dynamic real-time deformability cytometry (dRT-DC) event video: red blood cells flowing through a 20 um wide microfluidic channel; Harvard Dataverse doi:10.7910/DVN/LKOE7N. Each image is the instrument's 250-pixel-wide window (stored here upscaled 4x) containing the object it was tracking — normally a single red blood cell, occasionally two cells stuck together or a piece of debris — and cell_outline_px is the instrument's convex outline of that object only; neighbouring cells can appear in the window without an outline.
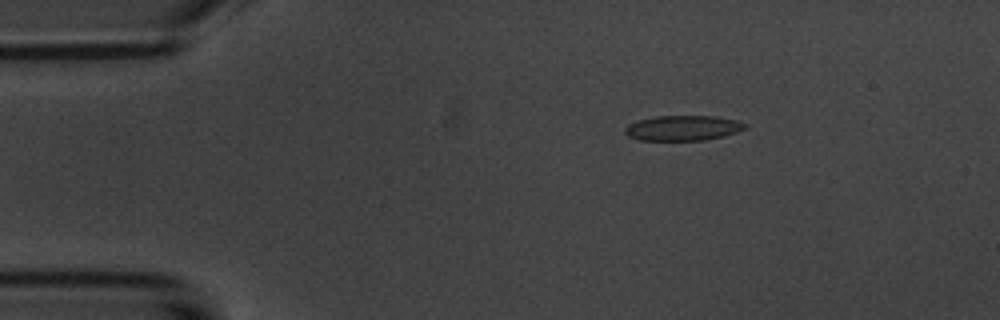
{"species": "common noctule bat (a hibernating species)", "species_latin": "Nyctalus noctula", "temperature_condition": "room temperature", "stored_images_in_passage": 4, "camera_frame_rate_fps": 3000, "um_per_image_px": 0.085, "animal": {"sex": "male", "body_mass_g": 20.1, "forearm_length_mm": 53.5}, "frame": {"image": 1, "passage_image": 2, "time_ms": 1.0, "image_size_px": [1000, 320], "cell_outline_px": [[748, 124], [744, 128], [736, 132], [724, 136], [704, 140], [640, 140], [628, 136], [624, 132], [624, 128], [628, 124], [652, 116], [716, 116], [736, 120]], "centroid_in_image_um": [58.03, 10.88], "position_along_channel_um": 27.0, "area_um2": 17.57}}
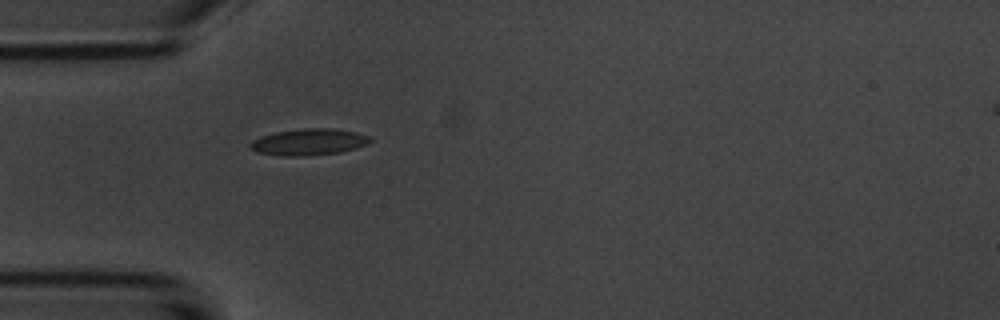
{"frame": {"image": 2, "passage_image": 4, "time_ms": 3.333, "image_size_px": [1000, 320], "cell_outline_px": [[372, 140], [368, 144], [356, 148], [340, 152], [304, 156], [284, 156], [256, 152], [248, 148], [248, 144], [252, 140], [260, 136], [276, 132], [304, 128], [332, 128], [356, 132], [368, 136]], "centroid_in_image_um": [26.21, 12.07], "position_along_channel_um": 58.8, "area_um2": 18.61}}